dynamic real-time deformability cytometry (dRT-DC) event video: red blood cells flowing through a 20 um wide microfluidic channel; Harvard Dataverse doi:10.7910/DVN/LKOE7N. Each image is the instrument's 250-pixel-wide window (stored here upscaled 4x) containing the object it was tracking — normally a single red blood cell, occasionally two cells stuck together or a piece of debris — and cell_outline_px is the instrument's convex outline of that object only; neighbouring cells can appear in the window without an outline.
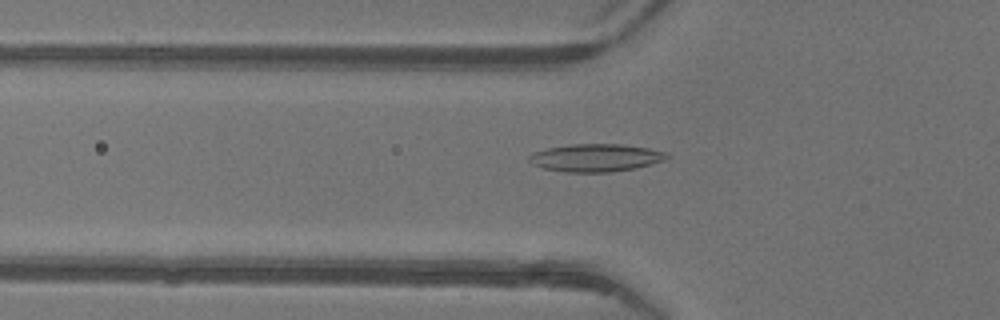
{"species": "common noctule bat (a hibernating species)", "species_latin": "Nyctalus noctula", "temperature_condition": "warm", "stored_images_in_passage": 50, "camera_frame_rate_fps": 3000, "um_per_image_px": 0.085, "animal": {"sex": "female"}, "frame": {"image": 1, "passage_image": 18, "time_ms": 5.667, "image_size_px": [1000, 320], "cell_outline_px": [[672, 156], [664, 160], [636, 168], [612, 172], [564, 172], [544, 168], [532, 164], [528, 160], [528, 156], [532, 152], [548, 148], [572, 144], [620, 144], [648, 148], [668, 152]], "centroid_in_image_um": [50.65, 13.41], "position_along_channel_um": 75.1, "area_um2": 22.37}}
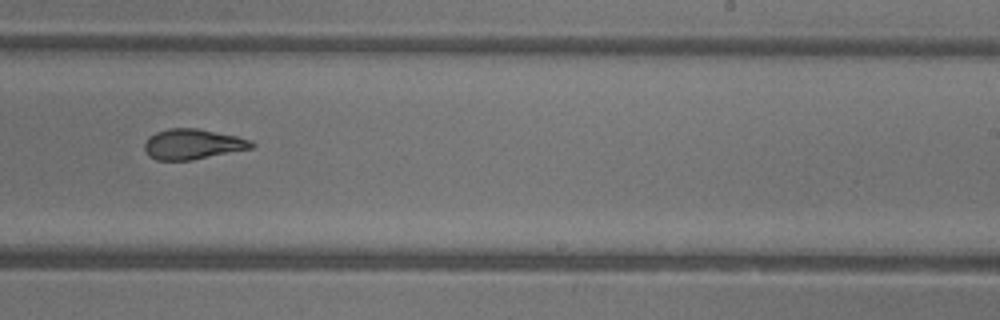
{"frame": {"image": 2, "passage_image": 32, "time_ms": 10.333, "image_size_px": [1000, 320], "cell_outline_px": [[256, 144], [252, 148], [192, 160], [156, 160], [148, 156], [144, 148], [144, 144], [148, 136], [156, 132], [168, 128], [196, 128], [236, 136], [252, 140]], "centroid_in_image_um": [16.35, 12.25], "position_along_channel_um": 272.6, "area_um2": 18.96}}
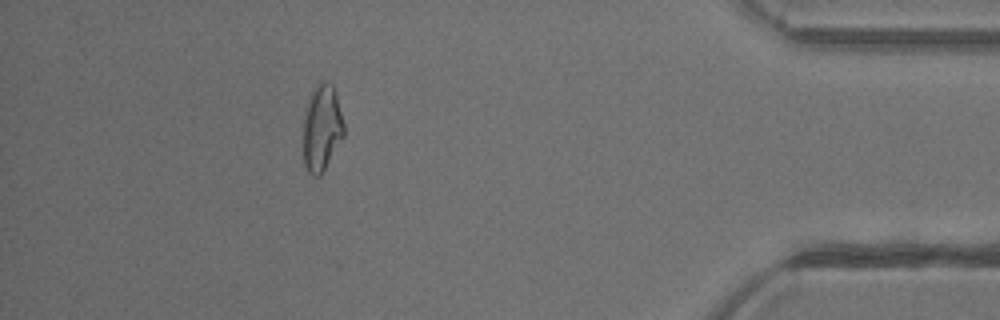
{"frame": {"image": 3, "passage_image": 45, "time_ms": 14.667, "image_size_px": [1000, 320], "cell_outline_px": [[344, 136], [320, 176], [312, 176], [308, 172], [304, 164], [304, 108], [308, 96], [312, 88], [324, 80], [328, 80], [332, 84], [336, 92], [344, 124]], "centroid_in_image_um": [27.35, 10.82], "position_along_channel_um": 407.9, "area_um2": 20.75}, "authors_computed_cell_mechanics": {"area_um2": 20.7213, "velocity_mm_per_s": 4.223, "shape_relaxation_time_tau1_ms": null, "shape_relaxation_time_tau2_ms": 1.9584, "deformation_change_tau1": null, "deformation_change_tau2": 0.0989}}